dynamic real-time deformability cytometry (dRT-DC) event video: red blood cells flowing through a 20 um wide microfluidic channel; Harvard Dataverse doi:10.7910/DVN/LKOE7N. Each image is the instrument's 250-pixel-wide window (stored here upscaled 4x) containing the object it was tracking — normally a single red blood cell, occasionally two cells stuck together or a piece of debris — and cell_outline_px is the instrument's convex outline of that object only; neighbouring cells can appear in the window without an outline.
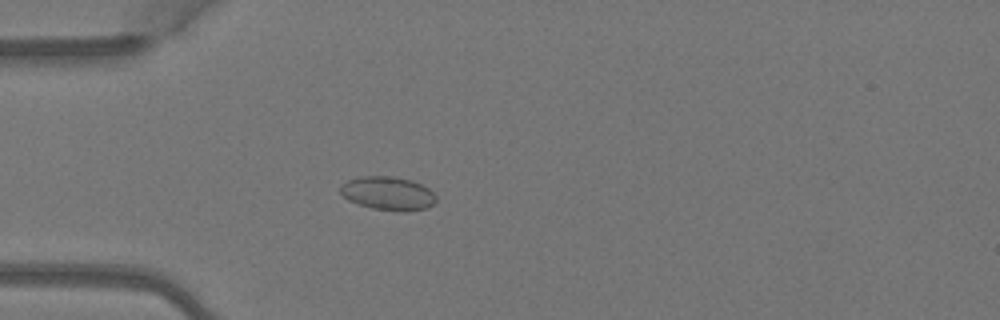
{"species": "Egyptian fruit bat (a non-hibernating species)", "species_latin": "Rousettus aegyptiacus", "temperature_condition": "warm", "stored_images_in_passage": 2, "camera_frame_rate_fps": 3000, "um_per_image_px": 0.085, "animal": {"sex": "female"}, "frame": {"image": 1, "passage_image": 2, "time_ms": 0.333, "image_size_px": [1000, 320], "cell_outline_px": [[436, 200], [428, 208], [400, 212], [372, 208], [348, 200], [340, 192], [340, 184], [348, 180], [360, 176], [392, 176], [412, 180], [428, 188], [436, 196]], "centroid_in_image_um": [32.97, 16.43], "position_along_channel_um": 52.0, "area_um2": 18.73}}